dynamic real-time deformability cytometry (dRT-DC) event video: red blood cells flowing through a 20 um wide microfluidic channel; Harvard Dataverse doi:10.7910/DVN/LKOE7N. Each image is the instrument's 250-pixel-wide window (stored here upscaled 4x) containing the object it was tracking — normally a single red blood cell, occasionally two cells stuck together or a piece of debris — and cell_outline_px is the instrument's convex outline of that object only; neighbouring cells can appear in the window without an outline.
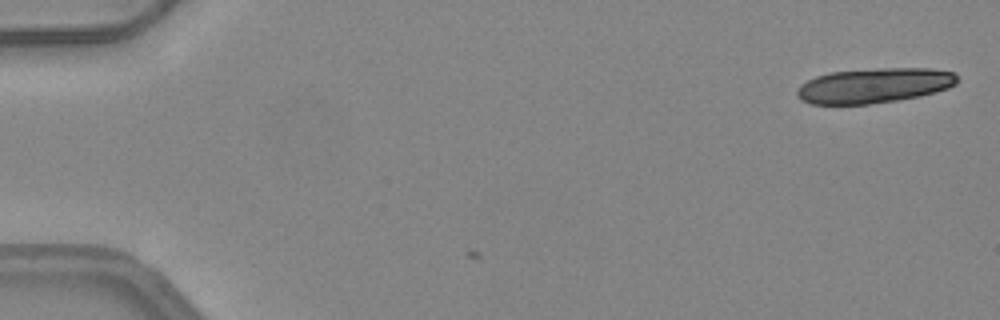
{"species": "common noctule bat (a hibernating species)", "species_latin": "Nyctalus noctula", "temperature_condition": "warm", "stored_images_in_passage": 2, "camera_frame_rate_fps": 3000, "um_per_image_px": 0.085, "animal": {"sex": "female", "body_mass_g": 24.6, "forearm_length_mm": 56.2}, "frame": {"image": 1, "passage_image": 2, "time_ms": 0.333, "image_size_px": [1000, 320], "cell_outline_px": [[956, 84], [948, 88], [936, 92], [896, 100], [868, 104], [812, 104], [800, 100], [796, 96], [796, 92], [800, 84], [816, 76], [832, 72], [880, 68], [928, 68], [956, 72]], "centroid_in_image_um": [74.28, 7.27], "position_along_channel_um": 10.7, "area_um2": 32.54}}